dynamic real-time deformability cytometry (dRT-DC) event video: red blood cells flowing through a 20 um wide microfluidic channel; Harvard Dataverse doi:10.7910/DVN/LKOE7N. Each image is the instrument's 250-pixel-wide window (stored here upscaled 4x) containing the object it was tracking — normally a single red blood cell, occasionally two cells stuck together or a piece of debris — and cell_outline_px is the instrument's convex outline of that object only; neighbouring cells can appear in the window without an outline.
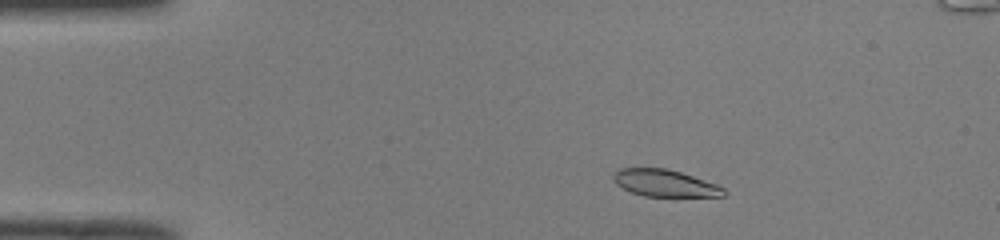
{"species": "common noctule bat (a hibernating species)", "species_latin": "Nyctalus noctula", "temperature_condition": "room temperature", "stored_images_in_passage": 48, "segment_of_instrument_passage": [1, 2], "camera_frame_rate_fps": 3000, "um_per_image_px": 0.085, "animal": {"sex": "male", "body_mass_g": 19.0, "forearm_length_mm": 50.8}, "frame": {"image": 1, "passage_image": 5, "time_ms": 1.333, "image_size_px": [1000, 240], "cell_outline_px": [[728, 192], [724, 196], [676, 200], [644, 196], [632, 192], [616, 184], [612, 180], [612, 176], [620, 168], [668, 168], [716, 184], [724, 188]], "centroid_in_image_um": [56.6, 15.64], "position_along_channel_um": 28.4, "area_um2": 18.38}}
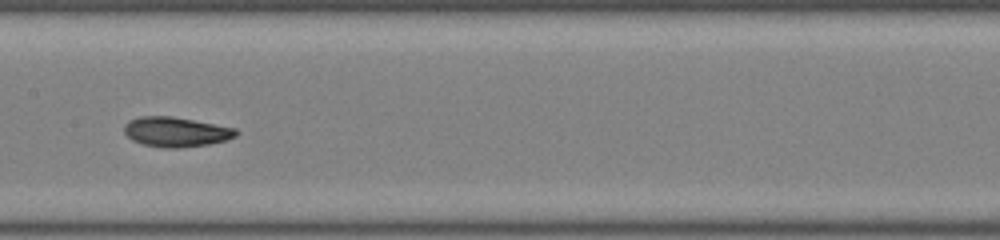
{"frame": {"image": 2, "passage_image": 22, "time_ms": 7.0, "image_size_px": [1000, 240], "cell_outline_px": [[240, 132], [236, 136], [228, 140], [208, 144], [180, 148], [160, 148], [144, 144], [132, 140], [124, 132], [124, 124], [128, 120], [140, 116], [172, 116], [236, 128]], "centroid_in_image_um": [14.96, 11.21], "position_along_channel_um": 192.4, "area_um2": 19.59}}
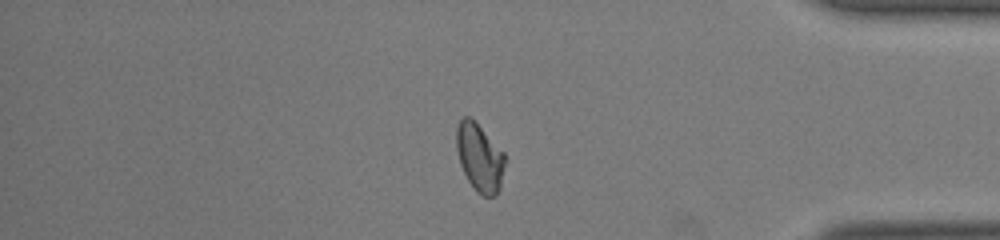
{"frame": {"image": 3, "passage_image": 39, "time_ms": 12.667, "image_size_px": [1000, 240], "cell_outline_px": [[504, 168], [500, 188], [496, 196], [484, 196], [476, 192], [468, 180], [460, 164], [456, 148], [456, 128], [460, 120], [464, 116], [468, 116], [504, 152]], "centroid_in_image_um": [40.75, 13.42], "position_along_channel_um": 394.4, "area_um2": 18.9}}